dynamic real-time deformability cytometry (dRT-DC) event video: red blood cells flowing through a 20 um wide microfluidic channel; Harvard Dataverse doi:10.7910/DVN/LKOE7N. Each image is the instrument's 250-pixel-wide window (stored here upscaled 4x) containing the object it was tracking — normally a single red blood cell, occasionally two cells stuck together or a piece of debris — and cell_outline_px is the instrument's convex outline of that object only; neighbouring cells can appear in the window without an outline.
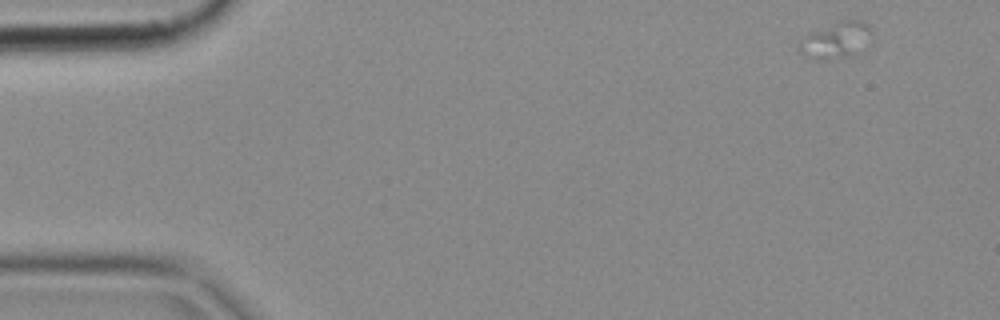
{"species": "common noctule bat (a hibernating species)", "species_latin": "Nyctalus noctula", "temperature_condition": "cold", "stored_images_in_passage": 3, "camera_frame_rate_fps": 3000, "um_per_image_px": 0.085, "animal": {"sex": "female", "body_mass_g": 18.4}, "frame": {"image": 1, "passage_image": 1, "time_ms": 0.0, "image_size_px": [1000, 320], "cell_outline_px": [[872, 32], [848, 56], [816, 60], [800, 52], [796, 48], [800, 40], [804, 36], [812, 32], [840, 20], [860, 20], [868, 24], [872, 28]], "centroid_in_image_um": [70.95, 3.38], "position_along_channel_um": 14.1, "area_um2": 14.45}}